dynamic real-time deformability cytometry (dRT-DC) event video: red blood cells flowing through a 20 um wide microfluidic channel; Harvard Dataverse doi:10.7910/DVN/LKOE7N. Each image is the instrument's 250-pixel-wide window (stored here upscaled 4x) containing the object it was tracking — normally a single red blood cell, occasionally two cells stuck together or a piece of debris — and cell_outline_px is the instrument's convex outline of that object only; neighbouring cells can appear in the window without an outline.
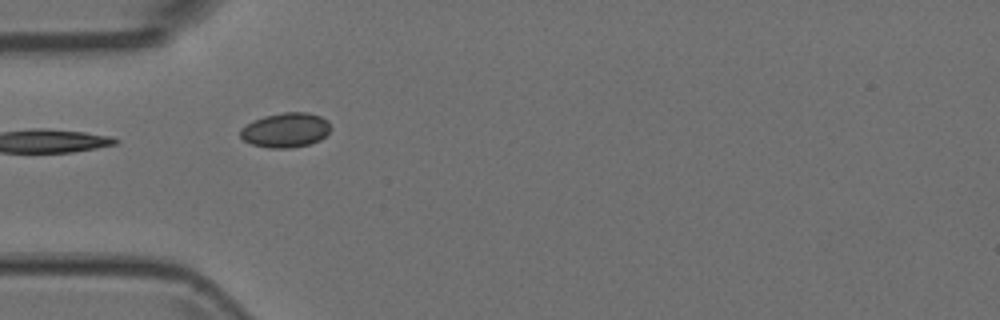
{"species": "Egyptian fruit bat (a non-hibernating species)", "species_latin": "Rousettus aegyptiacus", "temperature_condition": "room temperature", "stored_images_in_passage": 5, "segment_of_instrument_passage": [2, 2], "camera_frame_rate_fps": 3000, "um_per_image_px": 0.085, "animal": {"sex": "female"}, "frame": {"image": 1, "passage_image": 4, "time_ms": 1.0, "image_size_px": [1000, 320], "cell_outline_px": [[332, 128], [320, 140], [308, 144], [292, 148], [268, 148], [252, 144], [244, 140], [240, 136], [240, 128], [264, 116], [284, 112], [308, 112], [320, 116], [328, 120]], "centroid_in_image_um": [24.3, 11.06], "position_along_channel_um": 60.7, "area_um2": 18.21}}